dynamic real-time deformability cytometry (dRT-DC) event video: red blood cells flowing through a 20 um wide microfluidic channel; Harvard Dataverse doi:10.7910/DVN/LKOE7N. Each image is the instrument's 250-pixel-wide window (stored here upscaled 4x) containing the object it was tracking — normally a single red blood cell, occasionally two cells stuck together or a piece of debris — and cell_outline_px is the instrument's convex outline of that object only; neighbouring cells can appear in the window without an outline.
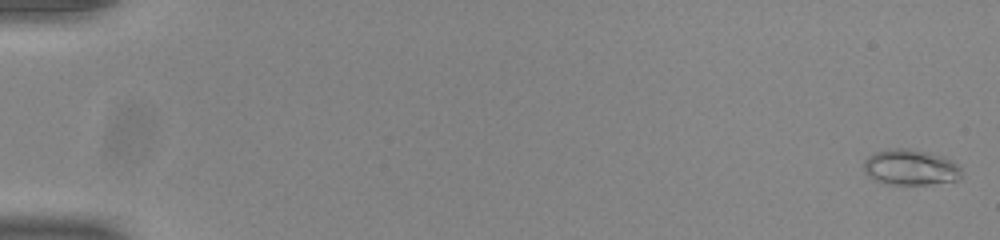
{"species": "common noctule bat (a hibernating species)", "species_latin": "Nyctalus noctula", "temperature_condition": "room temperature", "stored_images_in_passage": 55, "camera_frame_rate_fps": 3000, "um_per_image_px": 0.085, "animal": {"sex": "male", "body_mass_g": 20.0, "forearm_length_mm": 53.3}, "frame": {"image": 1, "passage_image": 2, "time_ms": 0.333, "image_size_px": [1000, 240], "cell_outline_px": [[960, 176], [956, 180], [928, 184], [888, 184], [876, 180], [864, 168], [864, 160], [868, 156], [876, 152], [900, 148], [904, 148], [924, 152], [940, 156], [952, 160], [960, 168]], "centroid_in_image_um": [77.39, 14.23], "position_along_channel_um": 7.6, "area_um2": 19.59}}
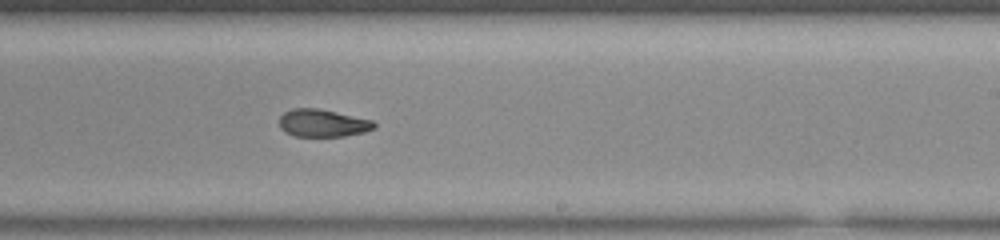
{"frame": {"image": 2, "passage_image": 35, "time_ms": 11.333, "image_size_px": [1000, 240], "cell_outline_px": [[376, 128], [364, 132], [344, 136], [296, 136], [284, 132], [280, 128], [280, 116], [284, 112], [292, 108], [316, 108], [336, 112], [372, 120], [376, 124]], "centroid_in_image_um": [27.42, 10.46], "position_along_channel_um": 261.6, "area_um2": 15.2}}
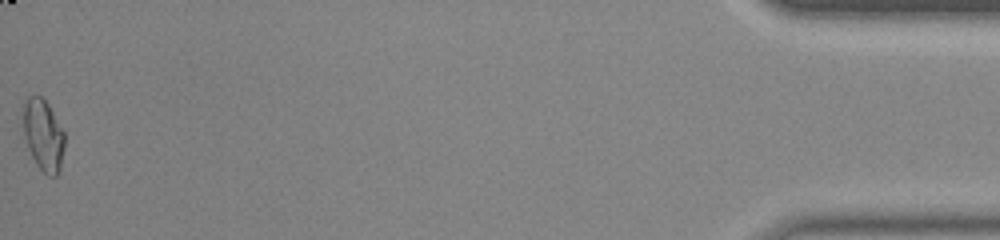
{"frame": {"image": 3, "passage_image": 55, "time_ms": 18.0, "image_size_px": [1000, 240], "cell_outline_px": [[64, 148], [60, 168], [56, 176], [48, 176], [36, 164], [28, 148], [24, 132], [24, 104], [28, 96], [40, 96], [48, 104], [64, 132]], "centroid_in_image_um": [3.7, 11.5], "position_along_channel_um": 431.5, "area_um2": 16.88}, "authors_computed_cell_mechanics": {"area_um2": 16.5886, "velocity_mm_per_s": 3.9056, "shape_relaxation_time_tau1_ms": null, "shape_relaxation_time_tau2_ms": 2.175, "deformation_change_tau1": null, "deformation_change_tau2": 0.0819}}